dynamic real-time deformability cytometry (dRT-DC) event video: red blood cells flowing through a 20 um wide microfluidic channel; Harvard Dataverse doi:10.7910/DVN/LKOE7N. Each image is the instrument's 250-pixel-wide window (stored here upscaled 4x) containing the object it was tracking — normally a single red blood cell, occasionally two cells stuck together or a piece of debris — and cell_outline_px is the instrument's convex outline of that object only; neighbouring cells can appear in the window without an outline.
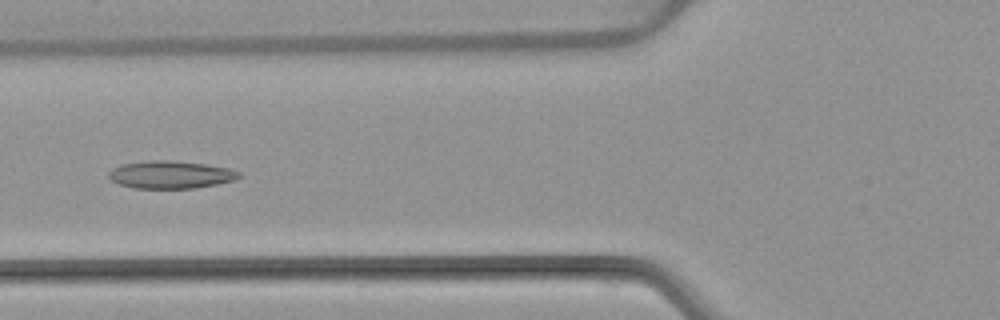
{"species": "common noctule bat (a hibernating species)", "species_latin": "Nyctalus noctula", "temperature_condition": "warm", "stored_images_in_passage": 6, "camera_frame_rate_fps": 3000, "um_per_image_px": 0.085, "animal": {"sex": "female", "body_mass_g": 22.7, "forearm_length_mm": 54.2}, "frame": {"image": 1, "passage_image": 6, "time_ms": 6.0, "image_size_px": [1000, 320], "cell_outline_px": [[240, 176], [236, 180], [196, 188], [132, 188], [108, 180], [108, 172], [112, 168], [120, 164], [152, 160], [164, 160], [204, 164], [228, 168], [240, 172]], "centroid_in_image_um": [14.45, 14.85], "position_along_channel_um": 111.3, "area_um2": 20.98}}